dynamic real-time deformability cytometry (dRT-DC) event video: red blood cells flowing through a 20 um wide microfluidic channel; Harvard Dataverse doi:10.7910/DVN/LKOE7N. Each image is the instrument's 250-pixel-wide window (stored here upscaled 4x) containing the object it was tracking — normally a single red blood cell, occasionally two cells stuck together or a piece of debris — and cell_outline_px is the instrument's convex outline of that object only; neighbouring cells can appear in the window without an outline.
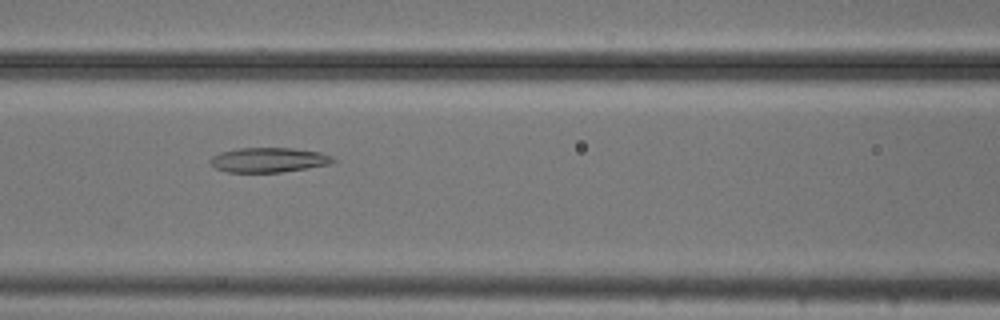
{"species": "common noctule bat (a hibernating species)", "species_latin": "Nyctalus noctula", "temperature_condition": "cold", "stored_images_in_passage": 35, "camera_frame_rate_fps": 3000, "um_per_image_px": 0.085, "animal": {"sex": "male", "body_mass_g": 20.5, "forearm_length_mm": 52.5}, "frame": {"image": 1, "passage_image": 9, "time_ms": 2.667, "image_size_px": [1000, 320], "cell_outline_px": [[336, 160], [328, 164], [280, 172], [228, 172], [216, 168], [208, 160], [212, 156], [220, 152], [236, 148], [292, 148], [320, 152], [332, 156]], "centroid_in_image_um": [22.79, 13.58], "position_along_channel_um": 143.8, "area_um2": 17.51}}
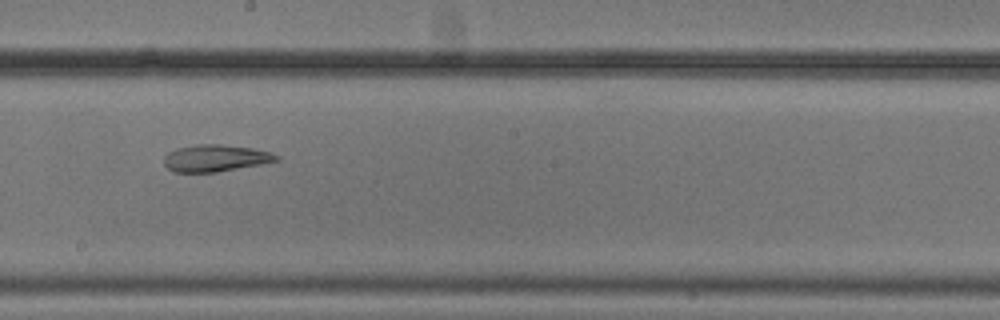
{"frame": {"image": 2, "passage_image": 16, "time_ms": 5.0, "image_size_px": [1000, 320], "cell_outline_px": [[280, 160], [260, 164], [216, 172], [176, 172], [168, 168], [164, 164], [164, 156], [168, 152], [176, 148], [196, 144], [220, 144], [252, 148], [272, 152], [280, 156]], "centroid_in_image_um": [18.31, 13.43], "position_along_channel_um": 229.9, "area_um2": 17.63}}
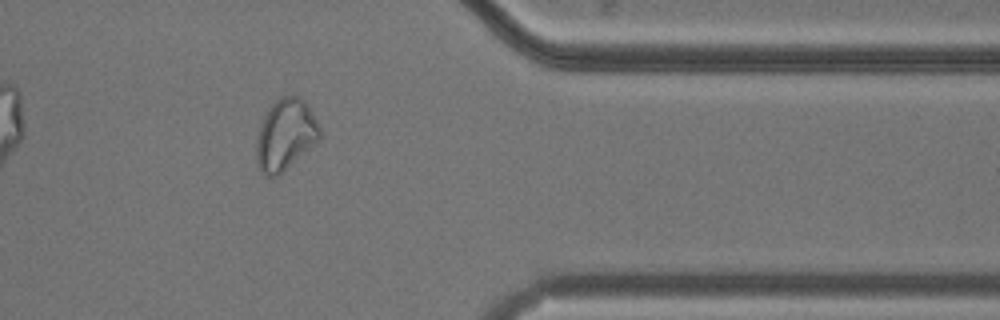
{"frame": {"image": 3, "passage_image": 30, "time_ms": 9.667, "image_size_px": [1000, 320], "cell_outline_px": [[320, 140], [316, 144], [276, 176], [264, 176], [260, 172], [256, 164], [256, 144], [260, 128], [264, 116], [268, 108], [280, 96], [300, 96], [308, 104], [320, 128]], "centroid_in_image_um": [24.26, 11.45], "position_along_channel_um": 387.1, "area_um2": 26.24}, "authors_computed_cell_mechanics": {"area_um2": 18.6116, "velocity_mm_per_s": 3.6894, "shape_relaxation_time_tau1_ms": null, "shape_relaxation_time_tau2_ms": 3.7584, "deformation_change_tau1": null, "deformation_change_tau2": 0.11}}